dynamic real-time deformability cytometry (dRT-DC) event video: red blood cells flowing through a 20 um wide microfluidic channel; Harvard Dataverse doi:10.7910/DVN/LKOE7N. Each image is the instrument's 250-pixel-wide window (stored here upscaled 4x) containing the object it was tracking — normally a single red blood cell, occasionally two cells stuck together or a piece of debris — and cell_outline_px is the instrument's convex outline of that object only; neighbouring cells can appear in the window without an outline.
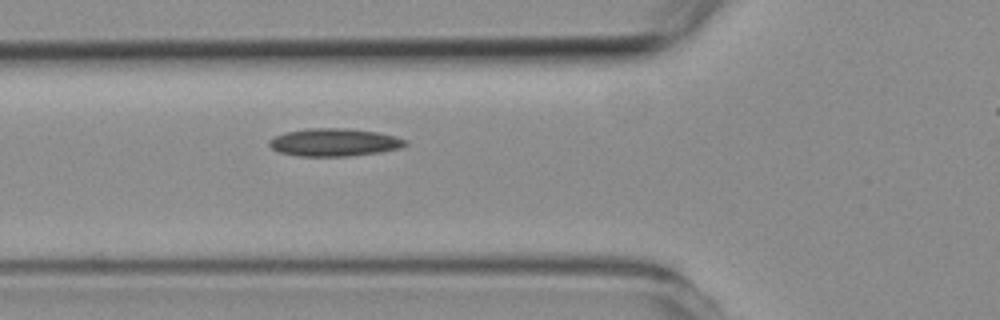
{"species": "common noctule bat (a hibernating species)", "species_latin": "Nyctalus noctula", "temperature_condition": "room temperature", "stored_images_in_passage": 5, "segment_of_instrument_passage": [1, 2], "camera_frame_rate_fps": 3000, "um_per_image_px": 0.085, "animal": {"sex": "female", "body_mass_g": 19.3, "forearm_length_mm": 54.1}, "frame": {"image": 1, "passage_image": 4, "time_ms": 3.333, "image_size_px": [1000, 320], "cell_outline_px": [[408, 144], [400, 148], [380, 152], [352, 156], [296, 156], [280, 152], [272, 148], [268, 144], [268, 140], [284, 132], [308, 128], [348, 128], [376, 132], [396, 136], [408, 140]], "centroid_in_image_um": [28.43, 12.1], "position_along_channel_um": 97.4, "area_um2": 22.2}}